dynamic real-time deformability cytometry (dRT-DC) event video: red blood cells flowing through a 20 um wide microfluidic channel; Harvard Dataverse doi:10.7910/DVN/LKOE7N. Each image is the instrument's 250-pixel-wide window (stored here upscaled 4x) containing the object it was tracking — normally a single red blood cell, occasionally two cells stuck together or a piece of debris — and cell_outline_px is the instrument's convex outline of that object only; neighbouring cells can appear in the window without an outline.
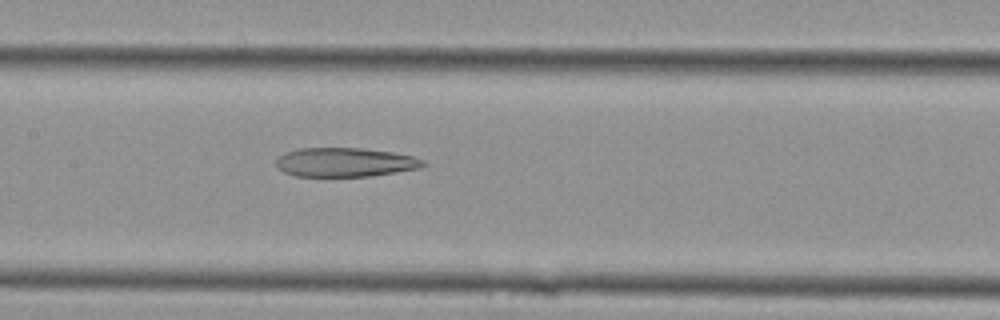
{"species": "Egyptian fruit bat (a non-hibernating species)", "species_latin": "Rousettus aegyptiacus", "temperature_condition": "cold", "stored_images_in_passage": 12, "camera_frame_rate_fps": 3000, "um_per_image_px": 0.085, "animal": {"sex": "female"}, "frame": {"image": 1, "passage_image": 12, "time_ms": 3.667, "image_size_px": [1000, 320], "cell_outline_px": [[428, 164], [420, 168], [396, 172], [368, 176], [296, 176], [284, 172], [276, 164], [276, 160], [284, 152], [300, 148], [360, 148], [392, 152], [412, 156], [424, 160]], "centroid_in_image_um": [29.34, 13.79], "position_along_channel_um": 178.1, "area_um2": 24.8}}